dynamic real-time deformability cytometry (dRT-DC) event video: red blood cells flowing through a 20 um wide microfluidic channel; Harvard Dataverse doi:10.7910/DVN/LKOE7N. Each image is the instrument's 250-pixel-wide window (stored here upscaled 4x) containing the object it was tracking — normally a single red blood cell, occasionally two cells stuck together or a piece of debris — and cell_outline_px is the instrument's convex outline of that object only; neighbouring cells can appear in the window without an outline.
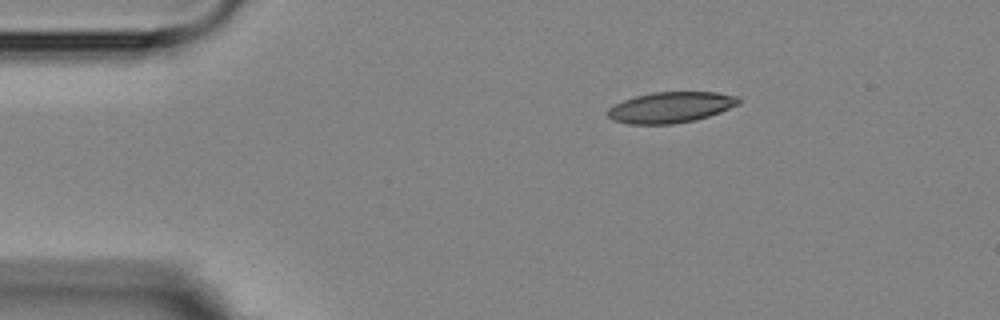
{"species": "Egyptian fruit bat (a non-hibernating species)", "species_latin": "Rousettus aegyptiacus", "temperature_condition": "room temperature", "stored_images_in_passage": 4, "camera_frame_rate_fps": 3000, "um_per_image_px": 0.085, "animal": {"sex": "female"}, "frame": {"image": 1, "passage_image": 1, "time_ms": 0.0, "image_size_px": [1000, 320], "cell_outline_px": [[740, 104], [720, 112], [696, 120], [672, 124], [628, 124], [612, 120], [604, 112], [608, 108], [624, 100], [636, 96], [652, 92], [716, 92], [740, 96]], "centroid_in_image_um": [57.01, 9.12], "position_along_channel_um": 28.0, "area_um2": 23.7}}
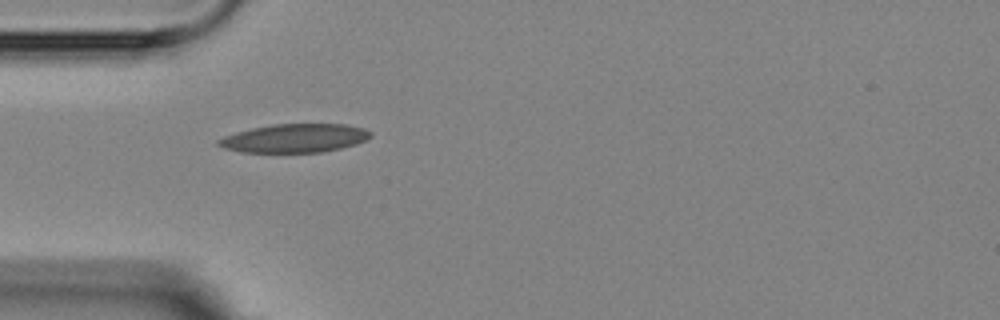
{"frame": {"image": 2, "passage_image": 3, "time_ms": 2.333, "image_size_px": [1000, 320], "cell_outline_px": [[372, 136], [356, 144], [340, 148], [320, 152], [240, 152], [224, 148], [216, 144], [216, 140], [224, 136], [236, 132], [252, 128], [272, 124], [348, 124], [364, 128], [372, 132]], "centroid_in_image_um": [25.04, 11.74], "position_along_channel_um": 60.0, "area_um2": 25.37}}
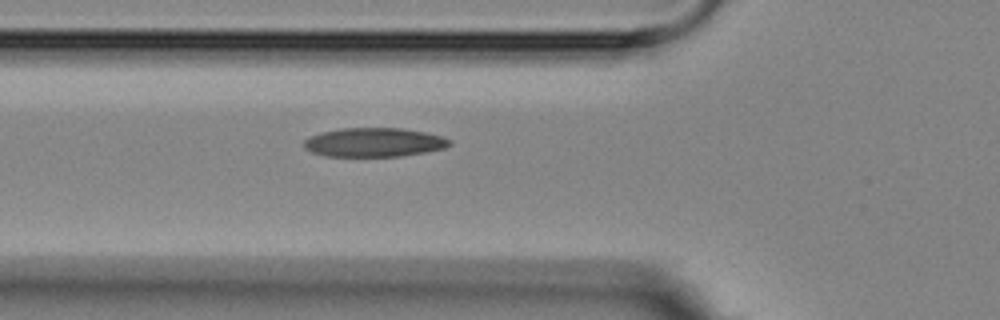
{"frame": {"image": 3, "passage_image": 4, "time_ms": 3.333, "image_size_px": [1000, 320], "cell_outline_px": [[452, 144], [444, 148], [424, 152], [400, 156], [324, 156], [312, 152], [304, 148], [304, 140], [308, 136], [320, 132], [340, 128], [400, 128], [424, 132], [440, 136], [452, 140]], "centroid_in_image_um": [31.75, 12.09], "position_along_channel_um": 94.0, "area_um2": 24.62}}